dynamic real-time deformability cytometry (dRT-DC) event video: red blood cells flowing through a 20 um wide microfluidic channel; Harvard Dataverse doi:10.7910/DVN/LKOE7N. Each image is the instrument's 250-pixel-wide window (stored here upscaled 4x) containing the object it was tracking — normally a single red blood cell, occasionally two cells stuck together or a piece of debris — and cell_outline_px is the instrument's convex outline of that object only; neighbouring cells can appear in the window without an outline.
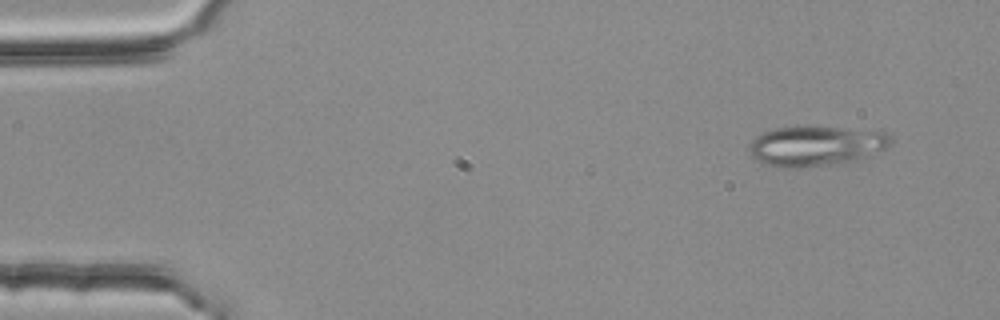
{"species": "common noctule bat (a hibernating species)", "species_latin": "Nyctalus noctula", "temperature_condition": "room temperature", "stored_images_in_passage": 3, "camera_frame_rate_fps": 3000, "um_per_image_px": 0.085, "animal": {"sex": "female", "body_mass_g": 25.1}, "frame": {"image": 1, "passage_image": 3, "time_ms": 0.667, "image_size_px": [1000, 320], "cell_outline_px": [[892, 140], [884, 148], [848, 164], [804, 168], [776, 168], [764, 164], [756, 160], [748, 152], [748, 144], [756, 136], [764, 132], [776, 128], [880, 128]], "centroid_in_image_um": [69.35, 12.44], "position_along_channel_um": 15.7, "area_um2": 33.52}}